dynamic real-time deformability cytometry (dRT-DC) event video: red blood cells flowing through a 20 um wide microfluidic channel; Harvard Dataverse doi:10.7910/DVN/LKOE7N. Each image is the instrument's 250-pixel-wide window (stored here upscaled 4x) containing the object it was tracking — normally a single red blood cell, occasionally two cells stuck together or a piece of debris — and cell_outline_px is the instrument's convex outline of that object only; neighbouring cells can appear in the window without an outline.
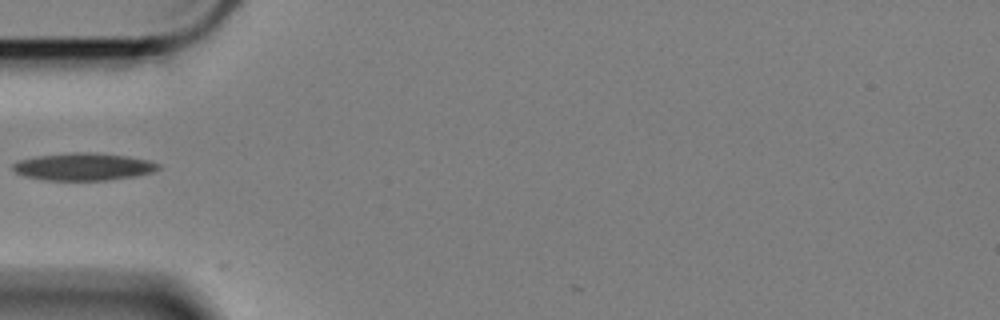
{"species": "Egyptian fruit bat (a non-hibernating species)", "species_latin": "Rousettus aegyptiacus", "temperature_condition": "cold", "stored_images_in_passage": 9, "camera_frame_rate_fps": 3000, "um_per_image_px": 0.085, "animal": {"sex": "female"}, "frame": {"image": 1, "passage_image": 1, "time_ms": 0.0, "image_size_px": [1000, 320], "cell_outline_px": [[160, 168], [152, 172], [136, 176], [108, 180], [44, 180], [24, 176], [16, 172], [12, 168], [12, 164], [20, 160], [36, 156], [76, 152], [88, 152], [128, 156], [148, 160], [160, 164]], "centroid_in_image_um": [7.1, 14.17], "position_along_channel_um": 77.9, "area_um2": 23.18}}
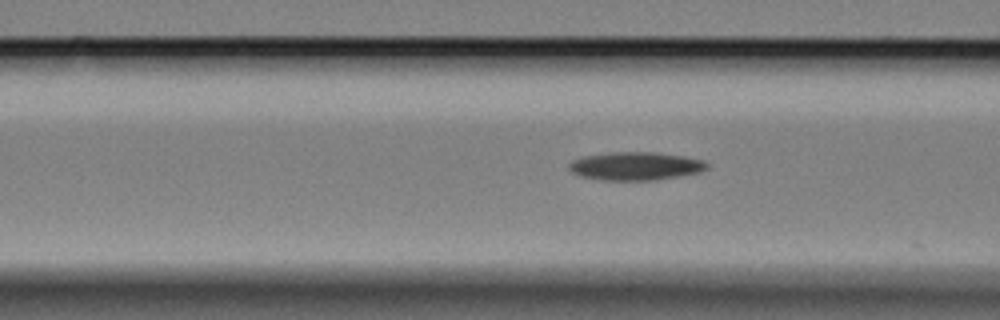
{"frame": {"image": 2, "passage_image": 4, "time_ms": 1.0, "image_size_px": [1000, 320], "cell_outline_px": [[708, 168], [700, 172], [680, 176], [656, 180], [600, 180], [580, 176], [572, 172], [568, 168], [568, 164], [572, 160], [584, 156], [612, 152], [652, 152], [680, 156], [704, 160], [708, 164]], "centroid_in_image_um": [54.0, 14.12], "position_along_channel_um": 112.6, "area_um2": 22.66}}
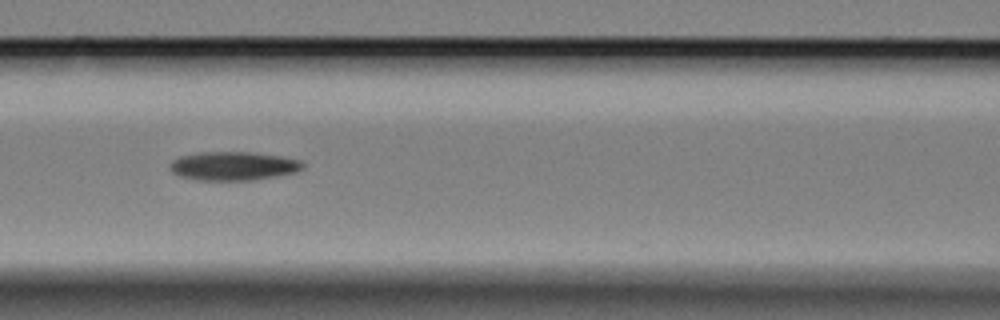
{"frame": {"image": 3, "passage_image": 7, "time_ms": 2.0, "image_size_px": [1000, 320], "cell_outline_px": [[304, 168], [296, 172], [252, 180], [196, 180], [180, 176], [172, 172], [172, 160], [180, 156], [200, 152], [248, 152], [280, 156], [300, 160], [304, 164]], "centroid_in_image_um": [19.84, 14.11], "position_along_channel_um": 146.8, "area_um2": 22.02}}